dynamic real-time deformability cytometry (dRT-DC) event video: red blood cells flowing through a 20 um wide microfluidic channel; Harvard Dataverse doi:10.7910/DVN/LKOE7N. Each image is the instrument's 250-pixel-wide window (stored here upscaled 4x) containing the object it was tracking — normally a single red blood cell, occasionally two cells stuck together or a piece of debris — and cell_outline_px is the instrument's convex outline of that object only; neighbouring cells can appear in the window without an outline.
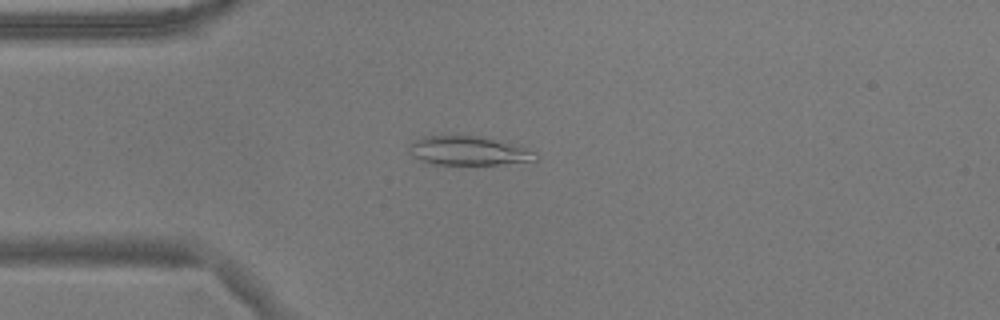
{"species": "common noctule bat (a hibernating species)", "species_latin": "Nyctalus noctula", "temperature_condition": "warm", "stored_images_in_passage": 49, "camera_frame_rate_fps": 3000, "um_per_image_px": 0.085, "animal": {"sex": "male", "body_mass_g": 17.9}, "frame": {"image": 1, "passage_image": 12, "time_ms": 3.667, "image_size_px": [1000, 320], "cell_outline_px": [[540, 160], [496, 164], [432, 164], [412, 156], [412, 144], [416, 140], [424, 136], [480, 136], [536, 152]], "centroid_in_image_um": [39.84, 12.83], "position_along_channel_um": 45.2, "area_um2": 20.58}}
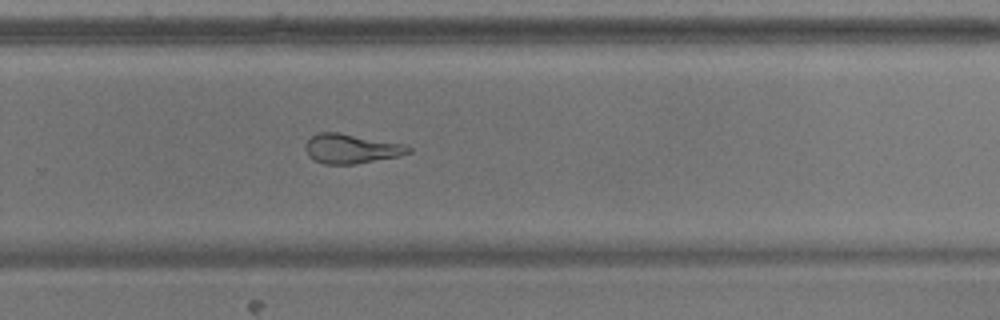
{"frame": {"image": 2, "passage_image": 34, "time_ms": 11.0, "image_size_px": [1000, 320], "cell_outline_px": [[412, 152], [400, 156], [352, 164], [324, 164], [308, 156], [304, 148], [304, 144], [312, 136], [320, 132], [340, 132], [404, 144], [412, 148]], "centroid_in_image_um": [29.86, 12.63], "position_along_channel_um": 299.9, "area_um2": 17.74}}
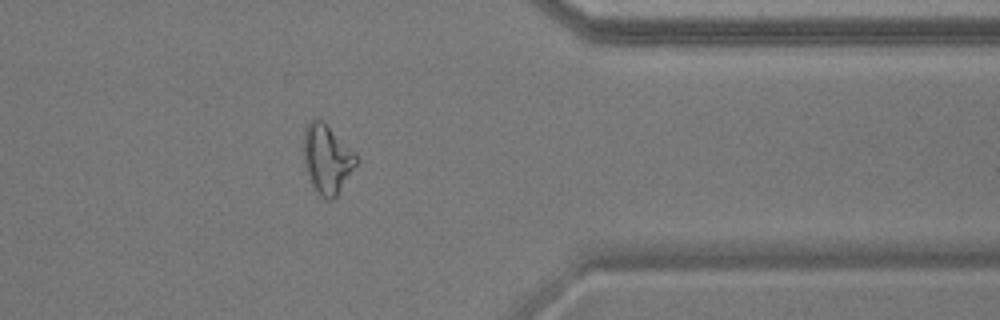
{"frame": {"image": 3, "passage_image": 42, "time_ms": 13.667, "image_size_px": [1000, 320], "cell_outline_px": [[356, 164], [336, 196], [332, 200], [328, 200], [320, 196], [312, 184], [304, 160], [304, 128], [316, 116], [324, 120], [356, 152]], "centroid_in_image_um": [27.8, 13.45], "position_along_channel_um": 383.6, "area_um2": 21.04}, "authors_computed_cell_mechanics": {"area_um2": 19.2474, "velocity_mm_per_s": 3.6672, "shape_relaxation_time_tau1_ms": null, "shape_relaxation_time_tau2_ms": 2.597, "deformation_change_tau1": null, "deformation_change_tau2": 0.1024}}